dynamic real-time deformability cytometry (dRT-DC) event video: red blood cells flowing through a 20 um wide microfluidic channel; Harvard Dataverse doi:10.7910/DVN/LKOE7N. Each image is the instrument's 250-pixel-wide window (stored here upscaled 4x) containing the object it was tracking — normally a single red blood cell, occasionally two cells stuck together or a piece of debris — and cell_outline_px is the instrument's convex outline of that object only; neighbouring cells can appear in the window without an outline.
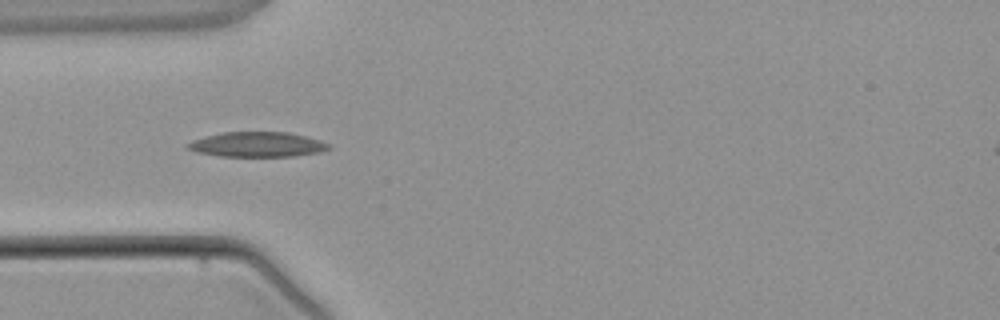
{"species": "common noctule bat (a hibernating species)", "species_latin": "Nyctalus noctula", "temperature_condition": "warm", "stored_images_in_passage": 5, "camera_frame_rate_fps": 3000, "um_per_image_px": 0.085, "animal": {"sex": "male", "body_mass_g": 21.5, "forearm_length_mm": 52.0}, "frame": {"image": 1, "passage_image": 5, "time_ms": 5.667, "image_size_px": [1000, 320], "cell_outline_px": [[332, 148], [320, 152], [296, 156], [220, 156], [196, 152], [184, 148], [184, 144], [192, 140], [204, 136], [224, 132], [288, 132], [320, 140], [332, 144]], "centroid_in_image_um": [21.84, 12.28], "position_along_channel_um": 63.2, "area_um2": 20.75}}